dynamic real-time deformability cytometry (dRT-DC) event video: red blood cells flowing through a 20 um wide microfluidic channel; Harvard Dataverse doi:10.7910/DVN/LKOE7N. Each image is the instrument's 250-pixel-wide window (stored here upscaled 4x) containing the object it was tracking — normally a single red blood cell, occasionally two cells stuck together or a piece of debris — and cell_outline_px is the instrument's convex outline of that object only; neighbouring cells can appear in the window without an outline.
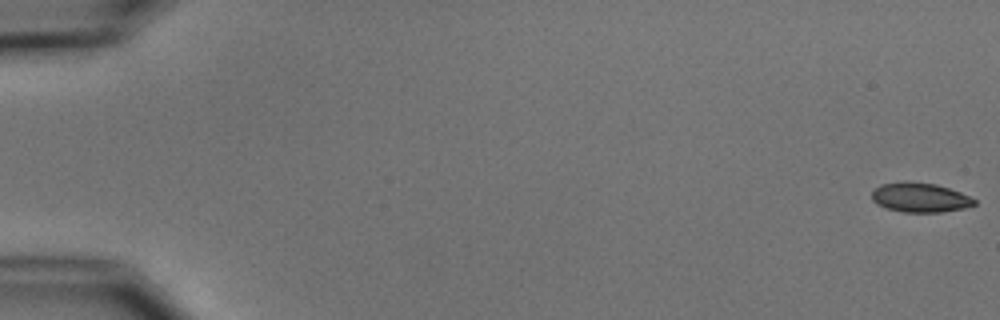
{"species": "common noctule bat (a hibernating species)", "species_latin": "Nyctalus noctula", "temperature_condition": "cold", "stored_images_in_passage": 5, "camera_frame_rate_fps": 3000, "um_per_image_px": 0.085, "animal": {"sex": "male", "body_mass_g": 15.6}, "frame": {"image": 1, "passage_image": 1, "time_ms": 0.0, "image_size_px": [1000, 320], "cell_outline_px": [[976, 204], [964, 208], [940, 212], [904, 212], [888, 208], [876, 204], [872, 200], [872, 192], [880, 184], [936, 184], [960, 192], [976, 200]], "centroid_in_image_um": [78.23, 16.83], "position_along_channel_um": 6.8, "area_um2": 16.82}}
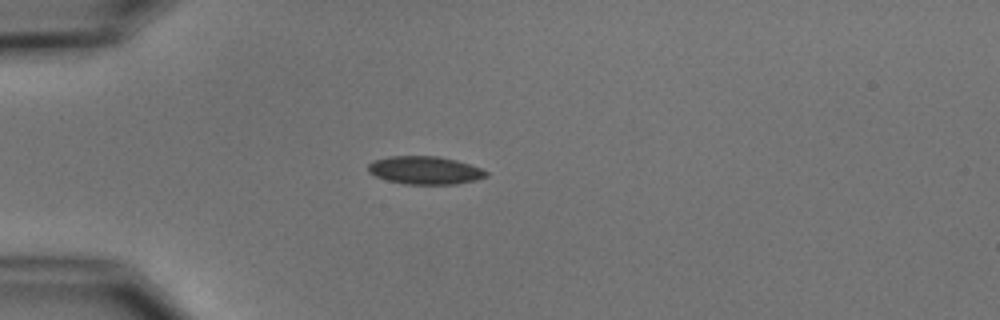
{"frame": {"image": 2, "passage_image": 5, "time_ms": 5.0, "image_size_px": [1000, 320], "cell_outline_px": [[488, 176], [476, 180], [456, 184], [404, 184], [388, 180], [376, 176], [368, 172], [368, 164], [372, 160], [388, 156], [440, 156], [456, 160], [480, 168], [488, 172]], "centroid_in_image_um": [36.1, 14.47], "position_along_channel_um": 48.9, "area_um2": 19.31}}